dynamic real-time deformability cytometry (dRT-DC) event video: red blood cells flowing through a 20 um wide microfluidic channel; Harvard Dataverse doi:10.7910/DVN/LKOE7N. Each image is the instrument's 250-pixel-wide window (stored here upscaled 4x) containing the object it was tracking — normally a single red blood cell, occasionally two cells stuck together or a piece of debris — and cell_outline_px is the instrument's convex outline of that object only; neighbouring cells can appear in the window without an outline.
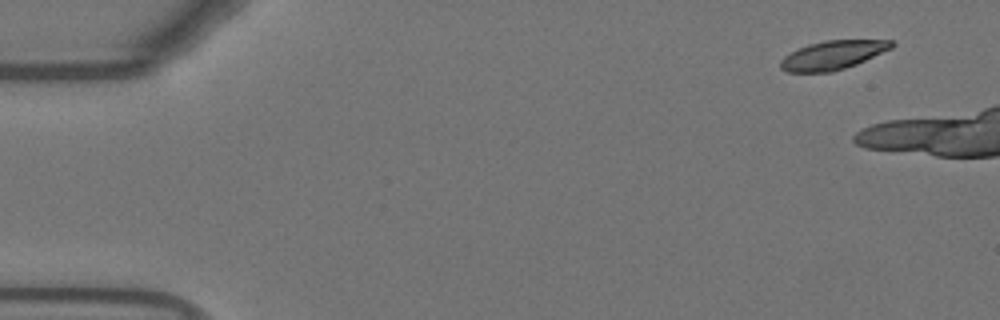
{"species": "Egyptian fruit bat (a non-hibernating species)", "species_latin": "Rousettus aegyptiacus", "temperature_condition": "warm", "stored_images_in_passage": 9, "camera_frame_rate_fps": 3000, "um_per_image_px": 0.085, "animal": {"sex": "female"}, "frame": {"image": 1, "passage_image": 1, "time_ms": 0.0, "image_size_px": [1000, 320], "cell_outline_px": [[896, 44], [892, 48], [856, 64], [832, 72], [788, 72], [780, 68], [780, 60], [784, 56], [808, 44], [824, 40], [892, 40]], "centroid_in_image_um": [70.79, 4.68], "position_along_channel_um": 14.2, "area_um2": 18.55}}